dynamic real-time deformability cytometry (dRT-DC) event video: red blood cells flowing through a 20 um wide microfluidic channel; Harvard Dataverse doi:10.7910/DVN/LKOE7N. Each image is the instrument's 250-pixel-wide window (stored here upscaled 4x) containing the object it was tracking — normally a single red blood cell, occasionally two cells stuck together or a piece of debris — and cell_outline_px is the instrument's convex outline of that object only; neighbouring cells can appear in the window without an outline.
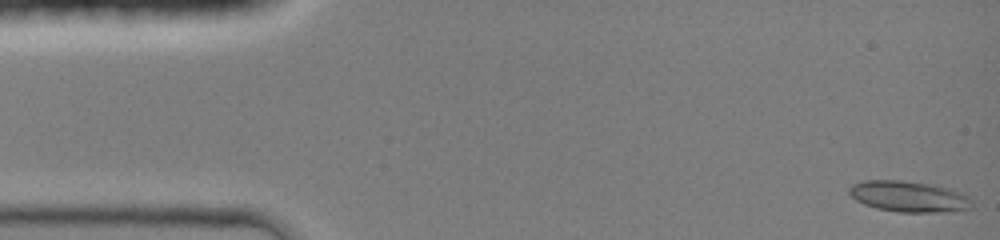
{"species": "common noctule bat (a hibernating species)", "species_latin": "Nyctalus noctula", "temperature_condition": "room temperature", "stored_images_in_passage": 43, "camera_frame_rate_fps": 3000, "um_per_image_px": 0.085, "animal": {"sex": "female", "body_mass_g": 19.0, "forearm_length_mm": 51.5}, "frame": {"image": 1, "passage_image": 1, "time_ms": 0.0, "image_size_px": [1000, 240], "cell_outline_px": [[972, 208], [952, 212], [896, 212], [876, 208], [864, 204], [856, 200], [848, 192], [848, 188], [852, 184], [864, 180], [900, 180], [932, 184], [948, 188], [960, 192], [968, 196], [972, 200]], "centroid_in_image_um": [77.26, 16.71], "position_along_channel_um": 7.7, "area_um2": 22.37}}
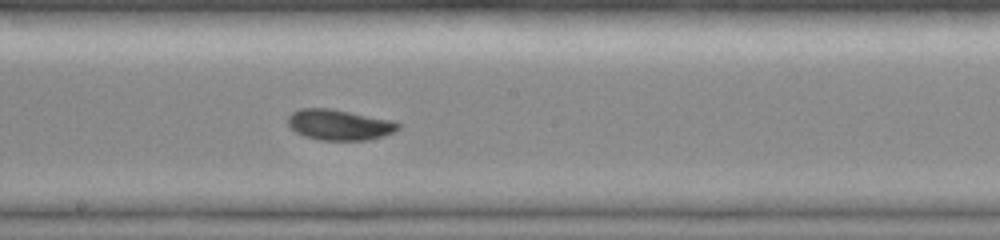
{"frame": {"image": 2, "passage_image": 24, "time_ms": 7.667, "image_size_px": [1000, 240], "cell_outline_px": [[400, 128], [384, 136], [368, 140], [320, 140], [304, 136], [296, 132], [288, 124], [288, 116], [292, 112], [300, 108], [332, 108], [396, 120], [400, 124]], "centroid_in_image_um": [28.88, 10.59], "position_along_channel_um": 219.3, "area_um2": 20.0}}
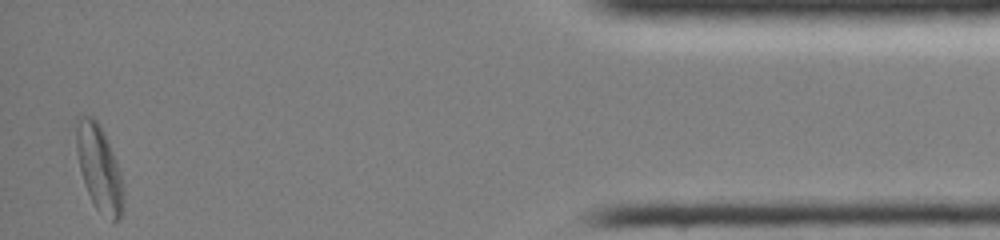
{"frame": {"image": 3, "passage_image": 43, "time_ms": 14.0, "image_size_px": [1000, 240], "cell_outline_px": [[124, 208], [120, 220], [112, 224], [96, 208], [88, 192], [80, 172], [76, 152], [76, 116], [92, 116], [100, 124], [104, 132], [116, 160], [120, 172], [124, 188]], "centroid_in_image_um": [8.45, 14.33], "position_along_channel_um": 426.8, "area_um2": 24.04}, "authors_computed_cell_mechanics": {"area_um2": 19.8832, "velocity_mm_per_s": 4.2828, "shape_relaxation_time_tau1_ms": 3.1936, "shape_relaxation_time_tau2_ms": null, "deformation_change_tau1": 0.1341, "deformation_change_tau2": null}}